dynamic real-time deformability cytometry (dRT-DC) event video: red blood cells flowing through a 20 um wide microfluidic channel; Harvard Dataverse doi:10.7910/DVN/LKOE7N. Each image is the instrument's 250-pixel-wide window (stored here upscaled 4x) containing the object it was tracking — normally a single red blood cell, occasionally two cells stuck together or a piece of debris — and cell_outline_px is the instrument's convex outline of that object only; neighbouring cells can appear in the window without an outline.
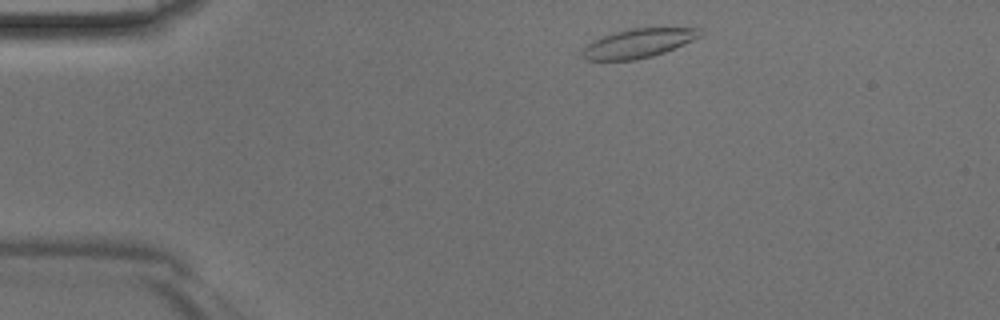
{"species": "Egyptian fruit bat (a non-hibernating species)", "species_latin": "Rousettus aegyptiacus", "temperature_condition": "room temperature", "stored_images_in_passage": 39, "camera_frame_rate_fps": 3000, "um_per_image_px": 0.085, "animal": {"sex": "male"}, "frame": {"image": 1, "passage_image": 2, "time_ms": 0.333, "image_size_px": [1000, 320], "cell_outline_px": [[704, 32], [700, 36], [692, 40], [664, 52], [652, 56], [636, 60], [584, 60], [580, 56], [580, 52], [592, 40], [616, 32], [632, 28], [700, 28]], "centroid_in_image_um": [54.21, 3.68], "position_along_channel_um": 30.8, "area_um2": 19.77}}
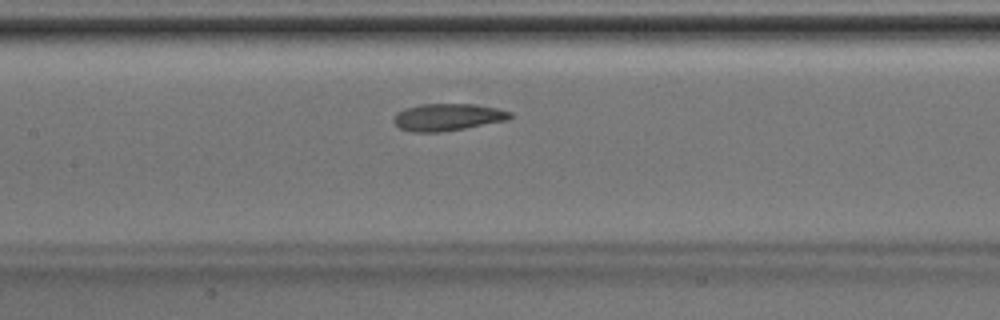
{"frame": {"image": 2, "passage_image": 15, "time_ms": 4.667, "image_size_px": [1000, 320], "cell_outline_px": [[512, 116], [508, 120], [464, 128], [440, 132], [412, 132], [400, 128], [392, 120], [392, 116], [396, 112], [404, 108], [420, 104], [476, 104], [496, 108], [512, 112]], "centroid_in_image_um": [38.01, 9.95], "position_along_channel_um": 169.4, "area_um2": 18.5}}
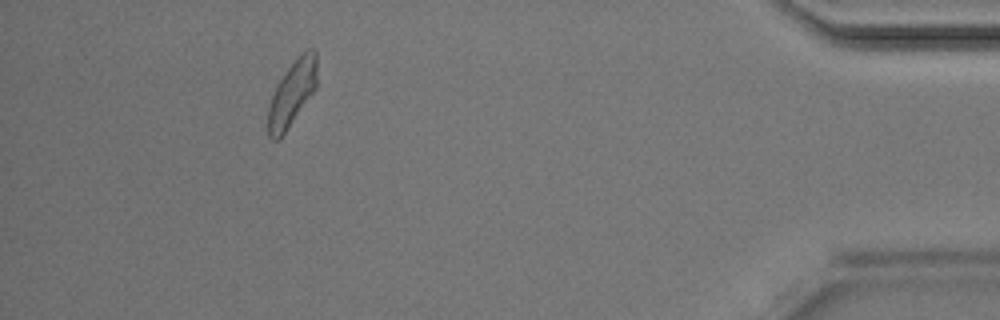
{"frame": {"image": 3, "passage_image": 35, "time_ms": 11.333, "image_size_px": [1000, 320], "cell_outline_px": [[316, 88], [280, 140], [272, 140], [268, 136], [268, 108], [272, 96], [280, 80], [288, 68], [308, 48], [316, 48]], "centroid_in_image_um": [24.82, 7.98], "position_along_channel_um": 410.4, "area_um2": 18.26}}